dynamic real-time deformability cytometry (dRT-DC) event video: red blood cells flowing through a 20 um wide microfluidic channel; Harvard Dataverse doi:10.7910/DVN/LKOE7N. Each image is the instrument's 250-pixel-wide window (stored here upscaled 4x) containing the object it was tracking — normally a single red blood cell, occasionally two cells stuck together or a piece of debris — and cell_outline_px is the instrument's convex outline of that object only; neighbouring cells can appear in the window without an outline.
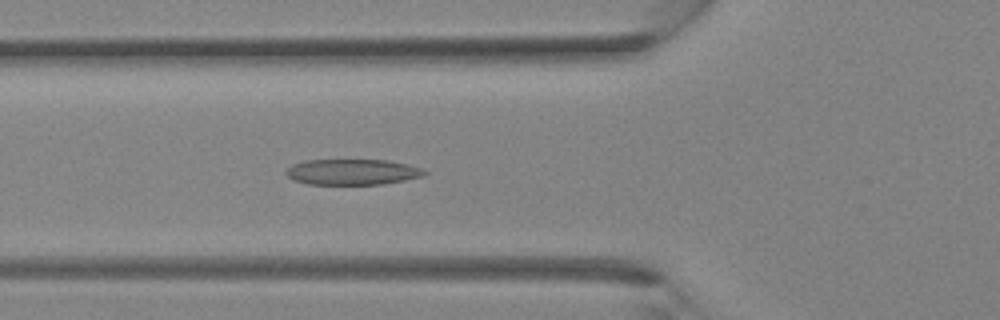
{"species": "Egyptian fruit bat (a non-hibernating species)", "species_latin": "Rousettus aegyptiacus", "temperature_condition": "room temperature", "stored_images_in_passage": 28, "camera_frame_rate_fps": 3000, "um_per_image_px": 0.085, "animal": {"sex": "female"}, "frame": {"image": 1, "passage_image": 9, "time_ms": 2.667, "image_size_px": [1000, 320], "cell_outline_px": [[428, 172], [424, 176], [384, 184], [308, 184], [292, 180], [284, 172], [292, 164], [304, 160], [388, 160], [408, 164], [424, 168]], "centroid_in_image_um": [29.97, 14.61], "position_along_channel_um": 95.8, "area_um2": 20.92}}
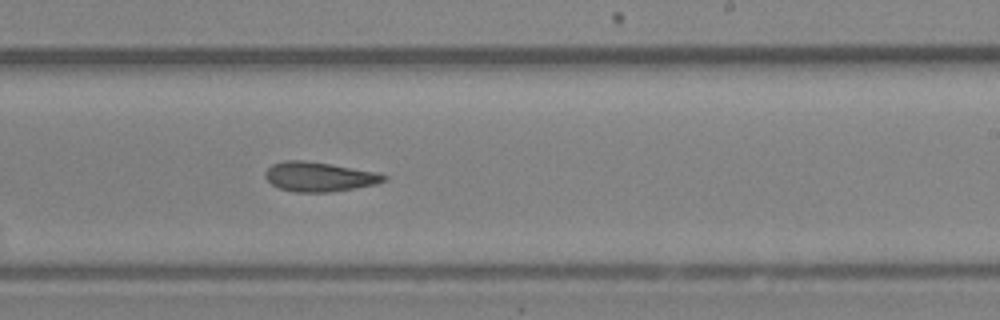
{"frame": {"image": 2, "passage_image": 18, "time_ms": 5.667, "image_size_px": [1000, 320], "cell_outline_px": [[388, 180], [376, 184], [328, 192], [296, 192], [280, 188], [272, 184], [264, 176], [264, 172], [272, 164], [284, 160], [304, 160], [376, 172], [388, 176]], "centroid_in_image_um": [27.11, 15.02], "position_along_channel_um": 261.9, "area_um2": 20.17}}
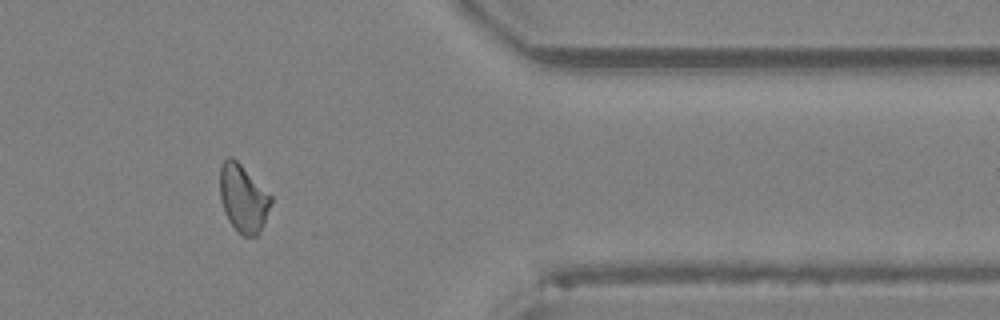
{"frame": {"image": 3, "passage_image": 26, "time_ms": 8.333, "image_size_px": [1000, 320], "cell_outline_px": [[272, 200], [260, 232], [256, 236], [244, 236], [228, 220], [224, 212], [220, 200], [220, 168], [224, 160], [228, 156], [232, 156], [272, 196]], "centroid_in_image_um": [20.65, 16.85], "position_along_channel_um": 390.7, "area_um2": 19.83}}